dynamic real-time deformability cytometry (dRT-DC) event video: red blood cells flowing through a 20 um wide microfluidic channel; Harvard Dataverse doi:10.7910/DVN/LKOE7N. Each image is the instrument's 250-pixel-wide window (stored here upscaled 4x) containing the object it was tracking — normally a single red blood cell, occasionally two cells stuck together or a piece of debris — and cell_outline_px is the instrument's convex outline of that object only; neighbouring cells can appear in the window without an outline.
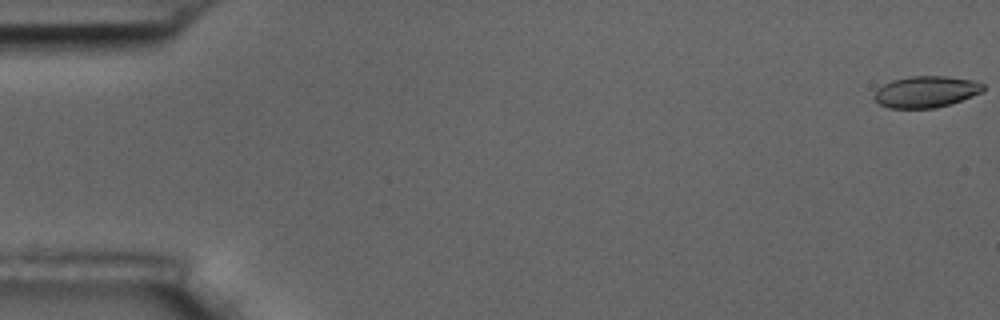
{"species": "common noctule bat (a hibernating species)", "species_latin": "Nyctalus noctula", "temperature_condition": "room temperature", "stored_images_in_passage": 3, "camera_frame_rate_fps": 3000, "um_per_image_px": 0.085, "animal": {"sex": "male", "body_mass_g": 17.5, "forearm_length_mm": 52.3}, "frame": {"image": 1, "passage_image": 1, "time_ms": 0.0, "image_size_px": [1000, 320], "cell_outline_px": [[984, 88], [980, 92], [972, 96], [952, 104], [936, 108], [888, 108], [880, 104], [872, 96], [876, 88], [892, 80], [912, 76], [948, 76], [972, 80], [984, 84]], "centroid_in_image_um": [78.68, 7.8], "position_along_channel_um": 6.3, "area_um2": 20.06}}